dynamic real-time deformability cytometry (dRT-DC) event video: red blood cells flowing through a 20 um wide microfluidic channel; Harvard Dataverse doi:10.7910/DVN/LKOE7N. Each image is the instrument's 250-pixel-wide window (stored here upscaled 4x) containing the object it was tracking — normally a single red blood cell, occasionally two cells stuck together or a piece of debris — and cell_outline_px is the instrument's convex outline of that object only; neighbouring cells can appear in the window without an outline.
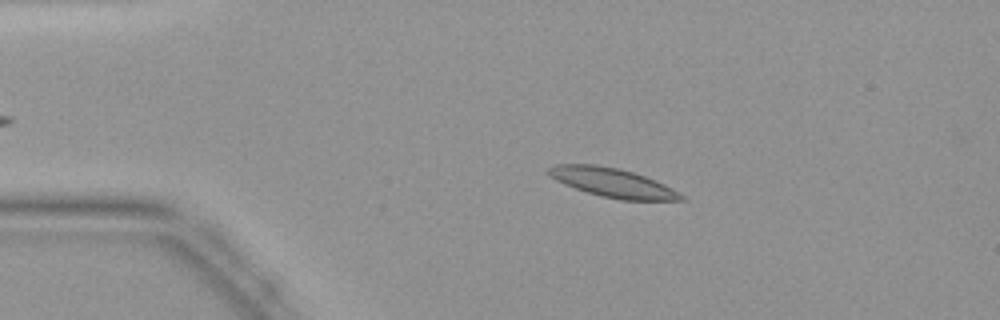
{"species": "common noctule bat (a hibernating species)", "species_latin": "Nyctalus noctula", "temperature_condition": "warm", "stored_images_in_passage": 33, "camera_frame_rate_fps": 3000, "um_per_image_px": 0.085, "animal": {"sex": "female", "body_mass_g": 19.9}, "frame": {"image": 1, "passage_image": 3, "time_ms": 0.667, "image_size_px": [1000, 320], "cell_outline_px": [[684, 200], [620, 200], [600, 196], [564, 184], [556, 180], [548, 172], [548, 168], [552, 164], [596, 164], [620, 168], [644, 176], [664, 184], [672, 188], [684, 196]], "centroid_in_image_um": [52.06, 15.52], "position_along_channel_um": 32.9, "area_um2": 22.25}}
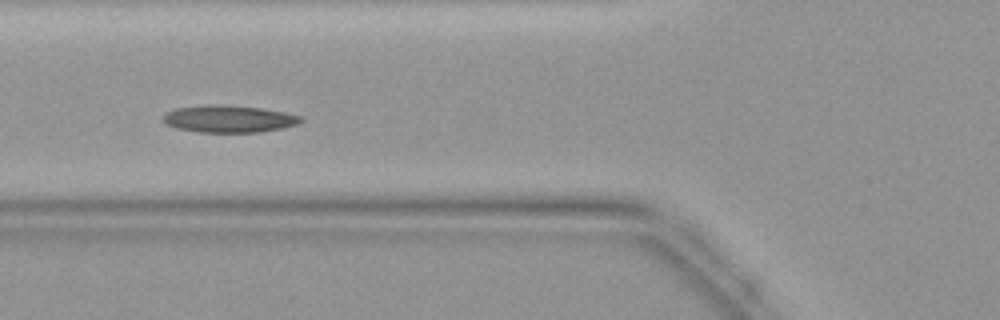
{"frame": {"image": 2, "passage_image": 11, "time_ms": 3.333, "image_size_px": [1000, 320], "cell_outline_px": [[304, 120], [296, 124], [280, 128], [260, 132], [196, 132], [176, 128], [164, 124], [160, 120], [168, 112], [176, 108], [208, 104], [220, 104], [260, 108], [284, 112], [300, 116]], "centroid_in_image_um": [19.39, 10.1], "position_along_channel_um": 106.4, "area_um2": 21.79}}
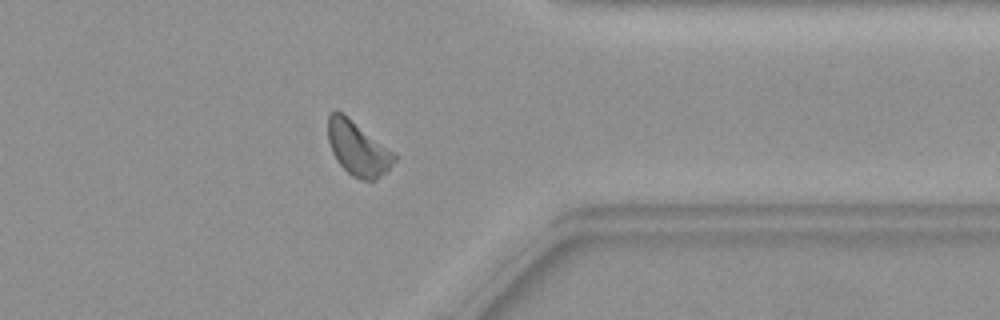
{"frame": {"image": 3, "passage_image": 30, "time_ms": 9.667, "image_size_px": [1000, 320], "cell_outline_px": [[396, 160], [376, 180], [364, 180], [352, 176], [336, 160], [332, 152], [328, 140], [328, 116], [336, 108], [396, 152]], "centroid_in_image_um": [30.42, 12.59], "position_along_channel_um": 381.0, "area_um2": 20.92}}